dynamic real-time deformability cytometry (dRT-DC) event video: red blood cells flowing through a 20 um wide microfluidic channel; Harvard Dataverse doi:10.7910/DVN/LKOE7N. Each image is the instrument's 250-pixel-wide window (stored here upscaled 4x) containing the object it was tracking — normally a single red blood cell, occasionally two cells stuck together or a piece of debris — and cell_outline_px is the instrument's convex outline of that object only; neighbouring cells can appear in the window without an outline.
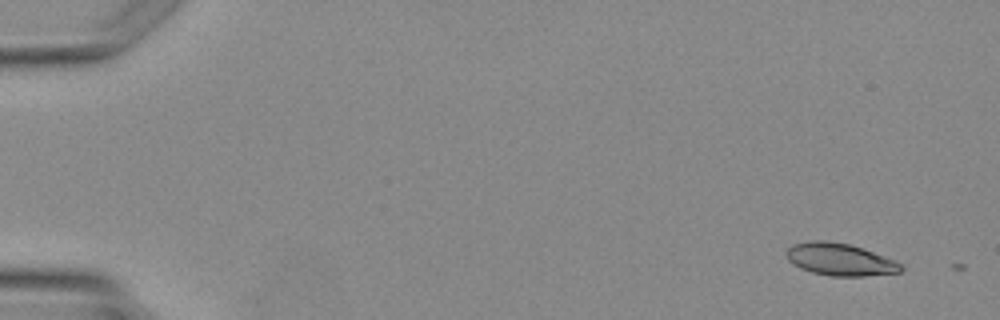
{"species": "Egyptian fruit bat (a non-hibernating species)", "species_latin": "Rousettus aegyptiacus", "temperature_condition": "warm", "stored_images_in_passage": 2, "camera_frame_rate_fps": 3000, "um_per_image_px": 0.085, "animal": {"sex": "female"}, "frame": {"image": 1, "passage_image": 1, "time_ms": 0.0, "image_size_px": [1000, 320], "cell_outline_px": [[904, 268], [900, 272], [864, 276], [832, 276], [812, 272], [800, 268], [792, 264], [788, 260], [784, 252], [792, 244], [808, 240], [828, 240], [848, 244], [896, 260], [904, 264]], "centroid_in_image_um": [71.37, 22.05], "position_along_channel_um": 13.6, "area_um2": 21.73}}